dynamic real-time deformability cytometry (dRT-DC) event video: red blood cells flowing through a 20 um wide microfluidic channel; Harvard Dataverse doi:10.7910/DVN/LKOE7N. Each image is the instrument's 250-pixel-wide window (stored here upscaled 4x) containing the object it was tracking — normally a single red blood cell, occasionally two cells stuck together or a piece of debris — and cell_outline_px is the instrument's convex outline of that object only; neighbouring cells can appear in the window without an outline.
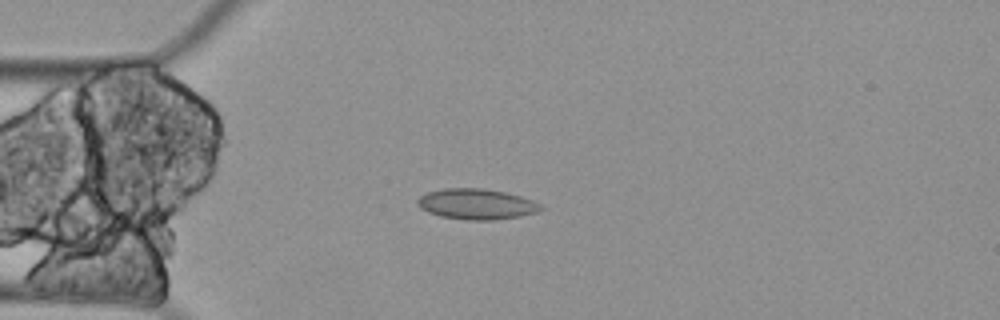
{"species": "Egyptian fruit bat (a non-hibernating species)", "species_latin": "Rousettus aegyptiacus", "temperature_condition": "cold", "stored_images_in_passage": 59, "camera_frame_rate_fps": 3000, "um_per_image_px": 0.085, "animal": {"sex": "female"}, "frame": {"image": 1, "passage_image": 15, "time_ms": 4.667, "image_size_px": [1000, 320], "cell_outline_px": [[544, 208], [536, 212], [520, 216], [492, 220], [468, 220], [440, 216], [428, 212], [420, 208], [416, 204], [416, 200], [420, 196], [428, 192], [444, 188], [480, 188], [504, 192], [520, 196], [532, 200], [540, 204]], "centroid_in_image_um": [40.47, 17.35], "position_along_channel_um": 44.5, "area_um2": 21.91}}
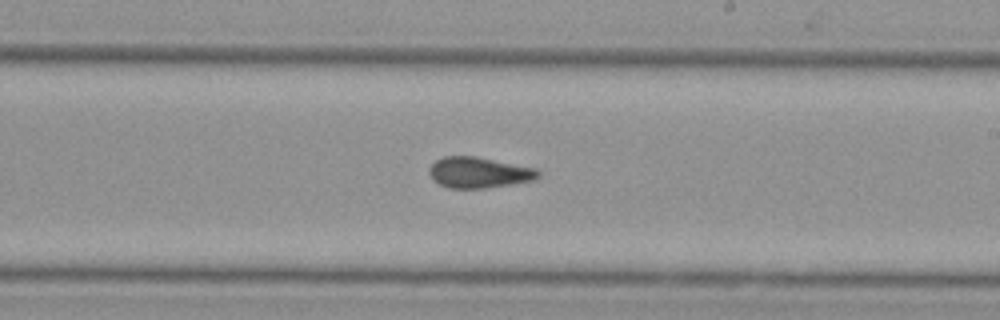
{"frame": {"image": 2, "passage_image": 34, "time_ms": 11.0, "image_size_px": [1000, 320], "cell_outline_px": [[540, 176], [536, 180], [484, 188], [448, 188], [432, 180], [428, 172], [428, 168], [436, 160], [444, 156], [476, 156], [536, 168], [540, 172]], "centroid_in_image_um": [40.7, 14.66], "position_along_channel_um": 248.3, "area_um2": 19.71}}
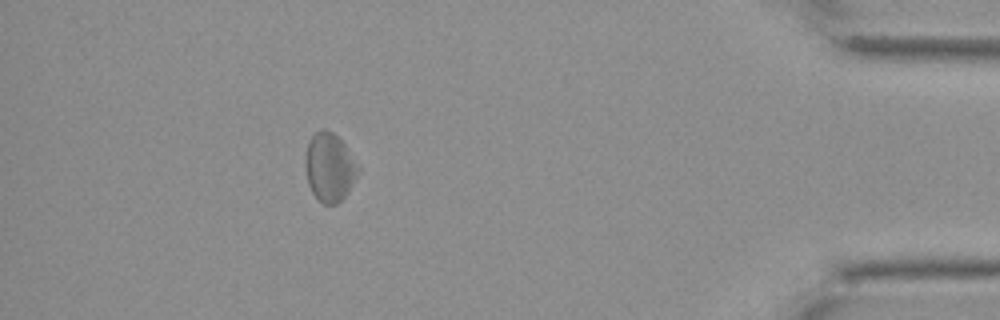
{"frame": {"image": 3, "passage_image": 53, "time_ms": 17.333, "image_size_px": [1000, 320], "cell_outline_px": [[360, 172], [348, 192], [336, 204], [324, 204], [312, 192], [308, 184], [304, 168], [304, 160], [308, 140], [316, 132], [324, 128], [332, 132], [344, 144], [360, 168]], "centroid_in_image_um": [27.99, 14.21], "position_along_channel_um": 407.2, "area_um2": 21.1}, "authors_computed_cell_mechanics": {"area_um2": 20.4612, "velocity_mm_per_s": 3.3105, "shape_relaxation_time_tau1_ms": null, "shape_relaxation_time_tau2_ms": 5.1626, "deformation_change_tau1": null, "deformation_change_tau2": 0.1405}}